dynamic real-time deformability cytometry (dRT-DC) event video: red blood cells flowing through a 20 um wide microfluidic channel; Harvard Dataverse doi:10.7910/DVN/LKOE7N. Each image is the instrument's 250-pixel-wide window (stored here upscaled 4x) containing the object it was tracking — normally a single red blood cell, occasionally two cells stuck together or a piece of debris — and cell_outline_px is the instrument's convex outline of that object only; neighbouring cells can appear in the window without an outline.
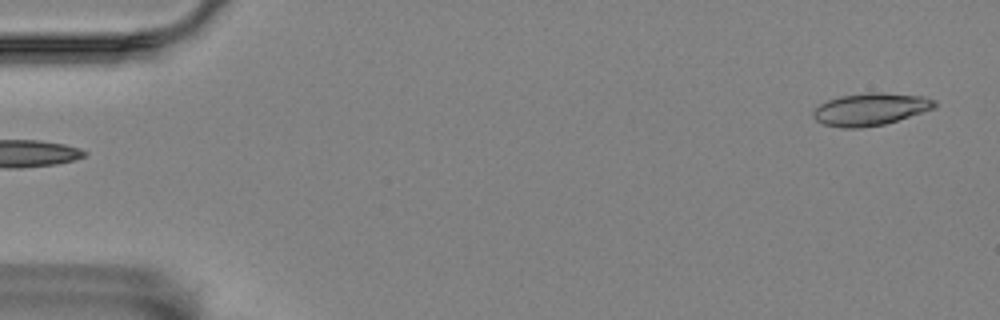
{"species": "Egyptian fruit bat (a non-hibernating species)", "species_latin": "Rousettus aegyptiacus", "temperature_condition": "room temperature", "stored_images_in_passage": 45, "camera_frame_rate_fps": 3000, "um_per_image_px": 0.085, "animal": {"sex": "female"}, "frame": {"image": 1, "passage_image": 1, "time_ms": 0.0, "image_size_px": [1000, 320], "cell_outline_px": [[936, 108], [884, 124], [860, 128], [840, 128], [824, 124], [816, 120], [812, 116], [812, 112], [820, 104], [828, 100], [840, 96], [868, 92], [884, 92], [924, 96], [936, 100]], "centroid_in_image_um": [74.0, 9.28], "position_along_channel_um": 11.0, "area_um2": 23.0}}
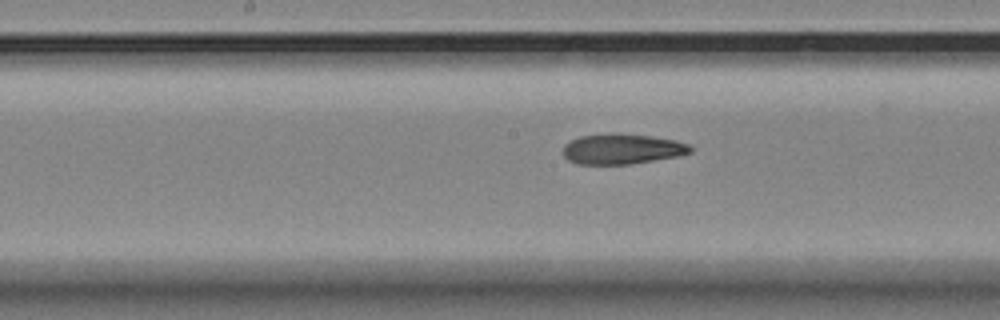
{"frame": {"image": 2, "passage_image": 27, "time_ms": 8.667, "image_size_px": [1000, 320], "cell_outline_px": [[692, 152], [680, 156], [628, 164], [576, 164], [568, 160], [564, 156], [564, 144], [580, 136], [612, 132], [616, 132], [652, 136], [676, 140], [688, 144], [692, 148]], "centroid_in_image_um": [52.88, 12.65], "position_along_channel_um": 195.3, "area_um2": 22.72}}
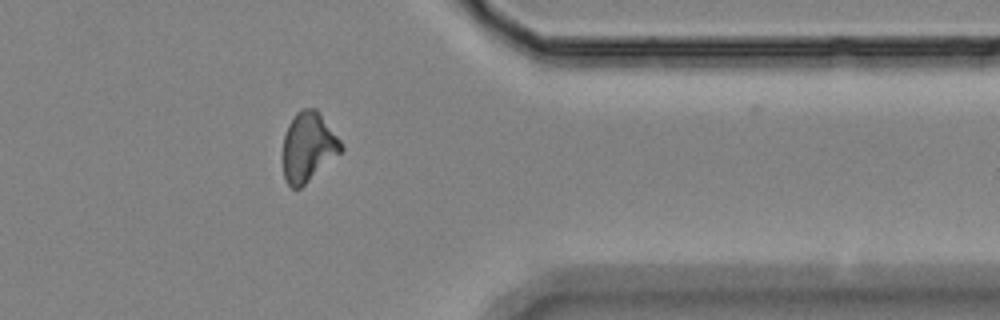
{"frame": {"image": 3, "passage_image": 44, "time_ms": 14.333, "image_size_px": [1000, 320], "cell_outline_px": [[344, 148], [340, 152], [300, 188], [292, 188], [288, 184], [284, 176], [284, 136], [288, 124], [296, 112], [304, 108], [316, 108], [340, 140]], "centroid_in_image_um": [26.19, 12.46], "position_along_channel_um": 385.2, "area_um2": 22.95}}